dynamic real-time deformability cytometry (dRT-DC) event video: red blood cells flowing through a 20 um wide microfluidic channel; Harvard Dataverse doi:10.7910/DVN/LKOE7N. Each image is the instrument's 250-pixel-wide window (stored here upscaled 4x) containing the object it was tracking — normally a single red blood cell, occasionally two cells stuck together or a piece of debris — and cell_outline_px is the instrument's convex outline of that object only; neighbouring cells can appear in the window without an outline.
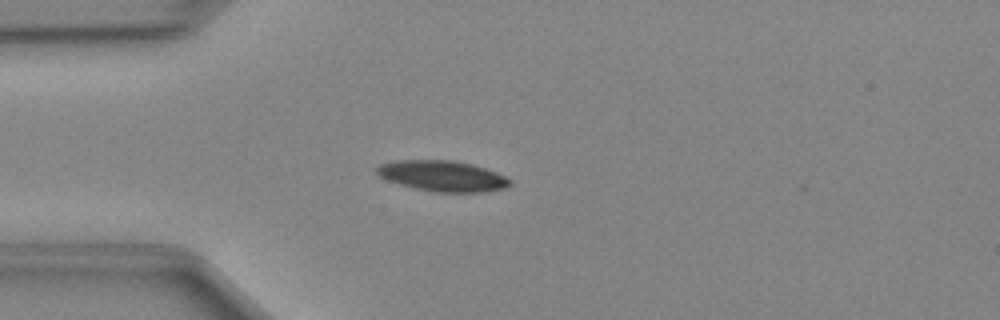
{"species": "Egyptian fruit bat (a non-hibernating species)", "species_latin": "Rousettus aegyptiacus", "temperature_condition": "cold", "stored_images_in_passage": 38, "camera_frame_rate_fps": 3000, "um_per_image_px": 0.085, "animal": {"sex": "female"}, "frame": {"image": 1, "passage_image": 2, "time_ms": 0.333, "image_size_px": [1000, 320], "cell_outline_px": [[512, 184], [504, 188], [484, 192], [436, 192], [416, 188], [400, 184], [388, 180], [380, 176], [376, 172], [376, 168], [380, 164], [396, 160], [452, 160], [472, 164], [496, 172], [512, 180]], "centroid_in_image_um": [37.63, 14.95], "position_along_channel_um": 47.4, "area_um2": 23.7}}
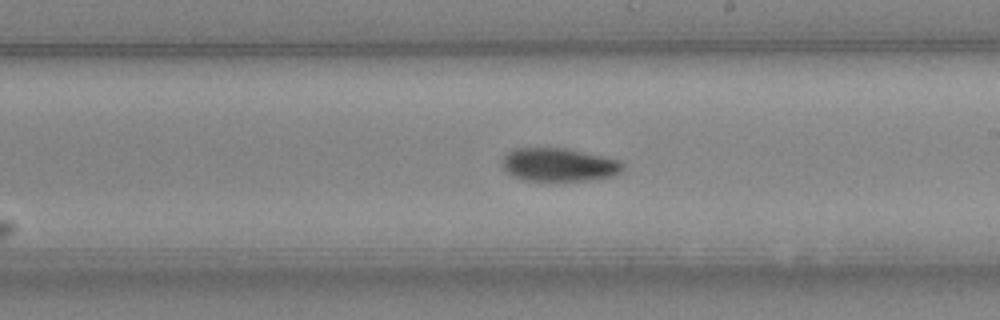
{"frame": {"image": 2, "passage_image": 17, "time_ms": 5.333, "image_size_px": [1000, 320], "cell_outline_px": [[624, 168], [616, 176], [584, 180], [520, 180], [512, 176], [504, 168], [504, 156], [512, 148], [564, 148], [600, 156], [616, 160], [624, 164]], "centroid_in_image_um": [47.49, 14.0], "position_along_channel_um": 241.5, "area_um2": 23.0}}
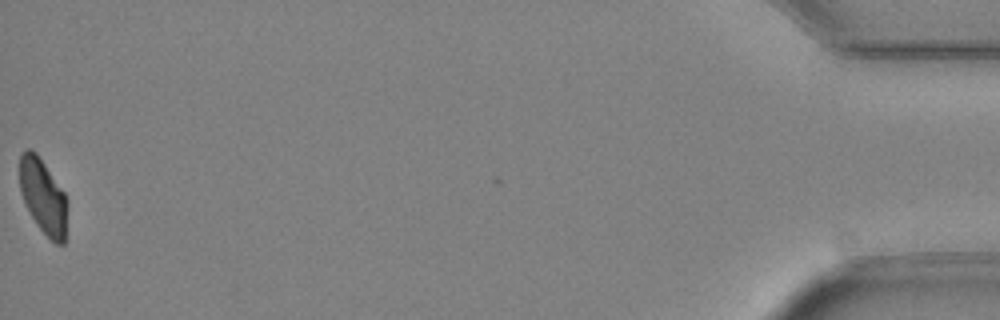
{"frame": {"image": 3, "passage_image": 38, "time_ms": 12.333, "image_size_px": [1000, 320], "cell_outline_px": [[68, 208], [64, 244], [56, 244], [36, 224], [24, 204], [20, 192], [20, 152], [28, 148], [32, 148], [36, 152], [64, 192], [68, 200]], "centroid_in_image_um": [3.67, 16.69], "position_along_channel_um": 431.5, "area_um2": 20.98}}